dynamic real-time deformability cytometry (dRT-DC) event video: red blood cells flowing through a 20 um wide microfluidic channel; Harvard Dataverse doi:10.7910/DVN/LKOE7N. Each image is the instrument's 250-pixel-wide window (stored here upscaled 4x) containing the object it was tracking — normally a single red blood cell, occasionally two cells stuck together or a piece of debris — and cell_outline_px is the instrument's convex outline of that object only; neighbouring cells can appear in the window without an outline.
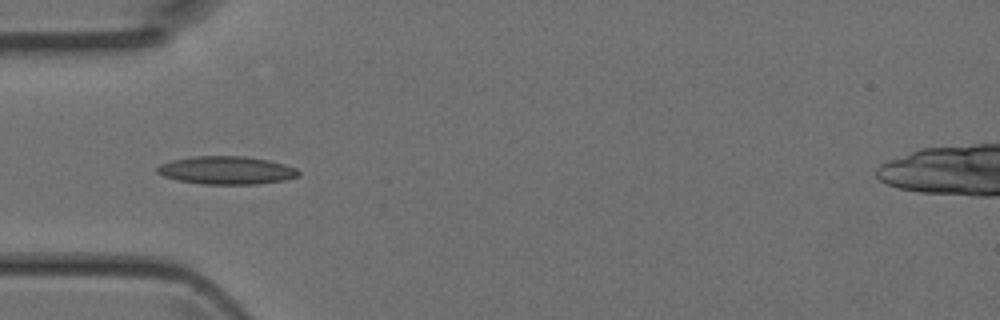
{"species": "Egyptian fruit bat (a non-hibernating species)", "species_latin": "Rousettus aegyptiacus", "temperature_condition": "room temperature", "stored_images_in_passage": 5, "camera_frame_rate_fps": 3000, "um_per_image_px": 0.085, "animal": {"sex": "female"}, "frame": {"image": 1, "passage_image": 5, "time_ms": 1.333, "image_size_px": [1000, 320], "cell_outline_px": [[300, 176], [284, 180], [256, 184], [204, 184], [176, 180], [164, 176], [156, 172], [156, 168], [160, 164], [172, 160], [192, 156], [244, 156], [268, 160], [284, 164], [296, 168], [300, 172]], "centroid_in_image_um": [19.24, 14.47], "position_along_channel_um": 65.8, "area_um2": 23.12}}